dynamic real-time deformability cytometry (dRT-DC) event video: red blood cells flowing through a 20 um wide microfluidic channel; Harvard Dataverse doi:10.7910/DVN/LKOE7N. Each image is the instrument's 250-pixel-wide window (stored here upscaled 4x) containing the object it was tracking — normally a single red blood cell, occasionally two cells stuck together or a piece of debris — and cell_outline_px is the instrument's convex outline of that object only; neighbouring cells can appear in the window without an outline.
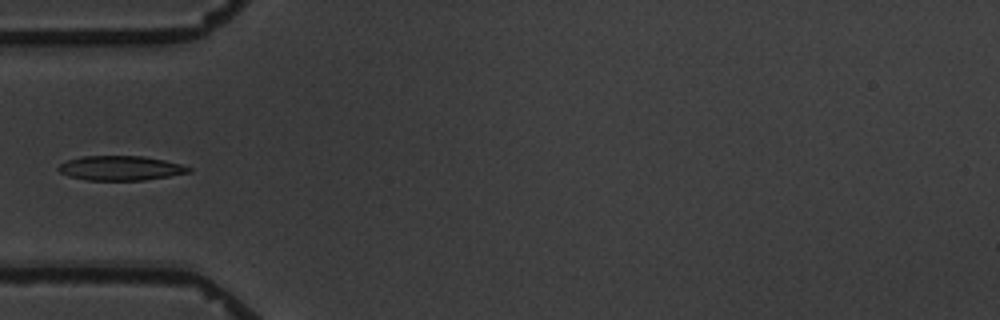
{"species": "common noctule bat (a hibernating species)", "species_latin": "Nyctalus noctula", "temperature_condition": "warm", "stored_images_in_passage": 8, "camera_frame_rate_fps": 3000, "um_per_image_px": 0.085, "animal": {"sex": "male", "body_mass_g": 19.5, "forearm_length_mm": 54.6}, "frame": {"image": 1, "passage_image": 6, "time_ms": 6.0, "image_size_px": [1000, 320], "cell_outline_px": [[192, 172], [144, 180], [88, 180], [68, 176], [60, 172], [56, 168], [60, 164], [68, 160], [84, 156], [144, 156], [164, 160], [180, 164], [192, 168]], "centroid_in_image_um": [10.25, 14.29], "position_along_channel_um": 74.8, "area_um2": 18.55}}
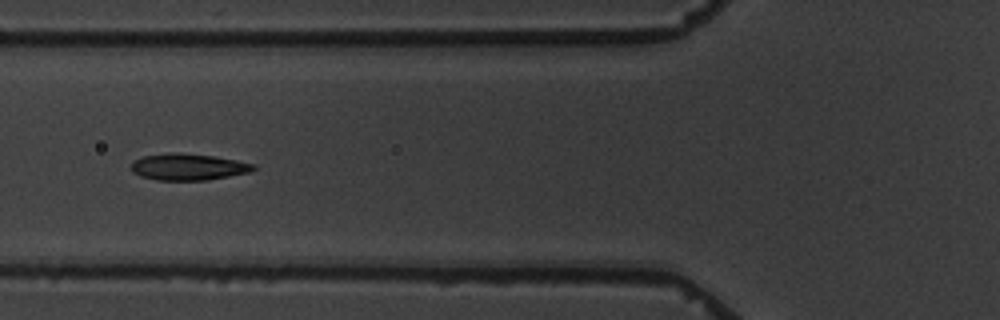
{"frame": {"image": 2, "passage_image": 7, "time_ms": 7.0, "image_size_px": [1000, 320], "cell_outline_px": [[256, 168], [252, 172], [208, 180], [156, 180], [140, 176], [132, 172], [132, 164], [136, 160], [144, 156], [168, 152], [172, 152], [212, 156], [236, 160], [256, 164]], "centroid_in_image_um": [16.03, 14.19], "position_along_channel_um": 109.8, "area_um2": 18.9}}
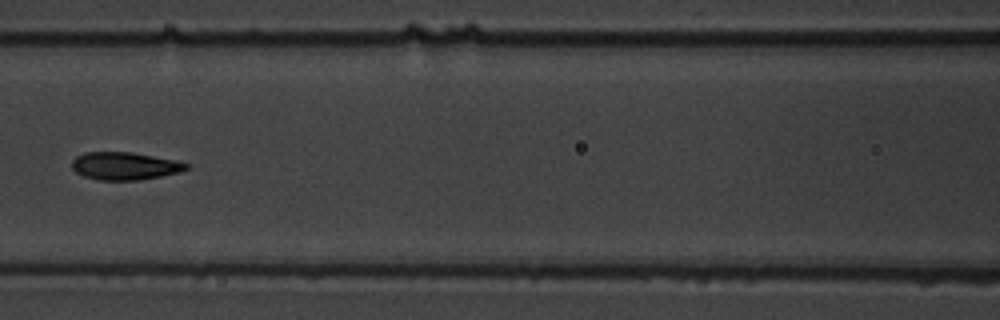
{"frame": {"image": 3, "passage_image": 8, "time_ms": 8.333, "image_size_px": [1000, 320], "cell_outline_px": [[188, 168], [180, 172], [160, 176], [136, 180], [96, 180], [84, 176], [76, 172], [72, 168], [72, 160], [76, 156], [84, 152], [132, 152], [176, 160], [188, 164]], "centroid_in_image_um": [10.57, 14.1], "position_along_channel_um": 156.0, "area_um2": 18.44}}